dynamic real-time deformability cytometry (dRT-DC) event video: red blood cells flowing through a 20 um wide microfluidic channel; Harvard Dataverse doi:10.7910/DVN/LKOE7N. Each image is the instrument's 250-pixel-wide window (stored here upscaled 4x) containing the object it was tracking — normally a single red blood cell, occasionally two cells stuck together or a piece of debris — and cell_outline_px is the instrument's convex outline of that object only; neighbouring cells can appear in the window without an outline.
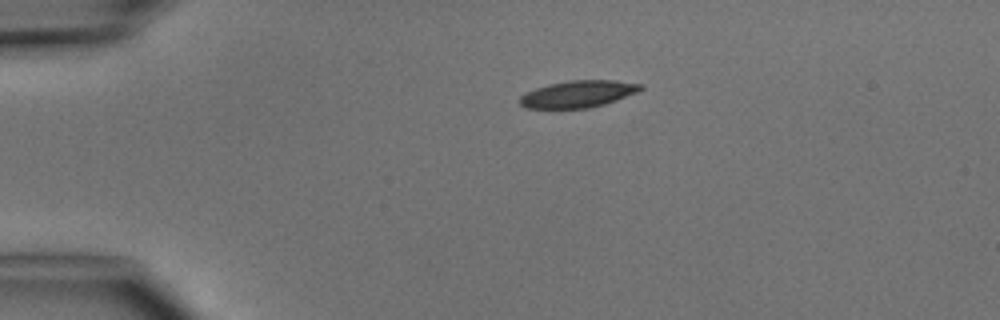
{"species": "common noctule bat (a hibernating species)", "species_latin": "Nyctalus noctula", "temperature_condition": "cold", "stored_images_in_passage": 2, "camera_frame_rate_fps": 3000, "um_per_image_px": 0.085, "animal": {"sex": "male", "body_mass_g": 15.6}, "frame": {"image": 1, "passage_image": 2, "time_ms": 1.0, "image_size_px": [1000, 320], "cell_outline_px": [[644, 88], [636, 92], [616, 100], [604, 104], [588, 108], [524, 108], [520, 104], [520, 96], [536, 88], [548, 84], [568, 80], [612, 80], [644, 84]], "centroid_in_image_um": [49.14, 7.98], "position_along_channel_um": 35.9, "area_um2": 18.84}}